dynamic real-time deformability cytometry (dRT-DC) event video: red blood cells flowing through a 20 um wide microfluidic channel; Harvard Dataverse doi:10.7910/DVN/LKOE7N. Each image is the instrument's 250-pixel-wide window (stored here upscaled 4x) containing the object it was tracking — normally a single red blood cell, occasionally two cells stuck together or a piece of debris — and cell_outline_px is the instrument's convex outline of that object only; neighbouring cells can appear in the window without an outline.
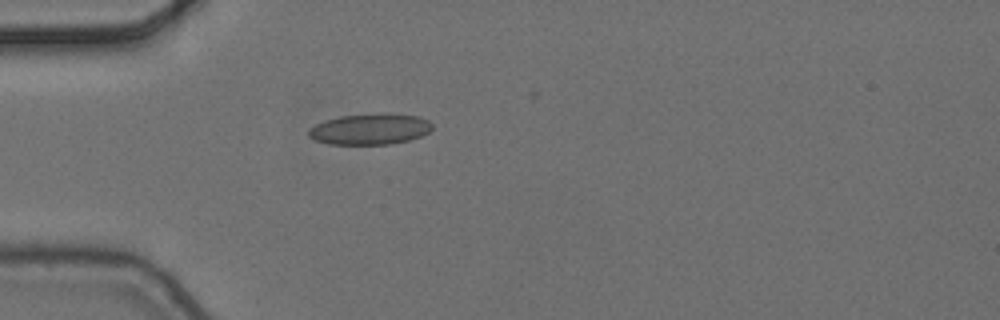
{"species": "common noctule bat (a hibernating species)", "species_latin": "Nyctalus noctula", "temperature_condition": "cold", "stored_images_in_passage": 1, "camera_frame_rate_fps": 3000, "um_per_image_px": 0.085, "animal": {"sex": "female", "body_mass_g": 24.6, "forearm_length_mm": 56.2}, "frame": {"image": 1, "passage_image": 1, "time_ms": 0.0, "image_size_px": [1000, 320], "cell_outline_px": [[432, 128], [428, 132], [420, 136], [408, 140], [388, 144], [328, 144], [316, 140], [308, 136], [308, 128], [324, 120], [340, 116], [384, 112], [420, 116], [428, 120], [432, 124]], "centroid_in_image_um": [31.44, 10.95], "position_along_channel_um": 53.6, "area_um2": 22.48}}